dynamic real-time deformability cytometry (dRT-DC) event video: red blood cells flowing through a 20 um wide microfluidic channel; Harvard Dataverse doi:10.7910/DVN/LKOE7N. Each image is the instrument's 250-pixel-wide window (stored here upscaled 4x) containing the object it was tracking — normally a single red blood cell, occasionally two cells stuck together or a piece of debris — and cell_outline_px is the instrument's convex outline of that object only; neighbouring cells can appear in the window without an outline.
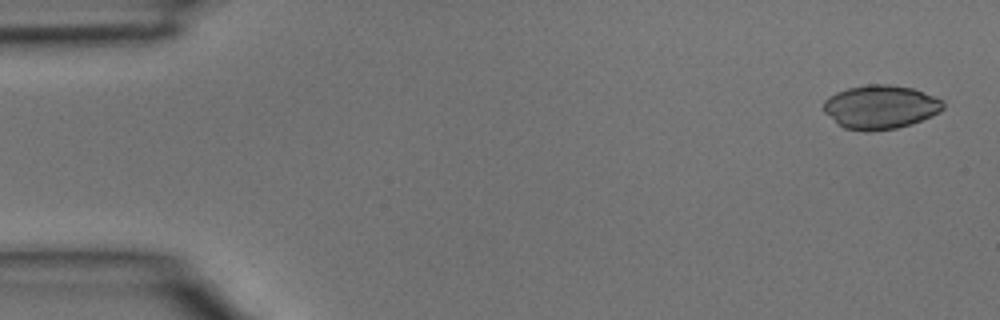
{"species": "common noctule bat (a hibernating species)", "species_latin": "Nyctalus noctula", "temperature_condition": "room temperature", "stored_images_in_passage": 4, "camera_frame_rate_fps": 3000, "um_per_image_px": 0.085, "animal": {"sex": "male", "body_mass_g": 15.6}, "frame": {"image": 1, "passage_image": 1, "time_ms": 0.0, "image_size_px": [1000, 320], "cell_outline_px": [[944, 108], [940, 112], [932, 116], [912, 124], [896, 128], [868, 132], [864, 132], [844, 128], [824, 112], [824, 100], [828, 96], [836, 92], [848, 88], [868, 84], [888, 84], [912, 88], [924, 92], [944, 100]], "centroid_in_image_um": [74.85, 9.1], "position_along_channel_um": 10.1, "area_um2": 30.69}}